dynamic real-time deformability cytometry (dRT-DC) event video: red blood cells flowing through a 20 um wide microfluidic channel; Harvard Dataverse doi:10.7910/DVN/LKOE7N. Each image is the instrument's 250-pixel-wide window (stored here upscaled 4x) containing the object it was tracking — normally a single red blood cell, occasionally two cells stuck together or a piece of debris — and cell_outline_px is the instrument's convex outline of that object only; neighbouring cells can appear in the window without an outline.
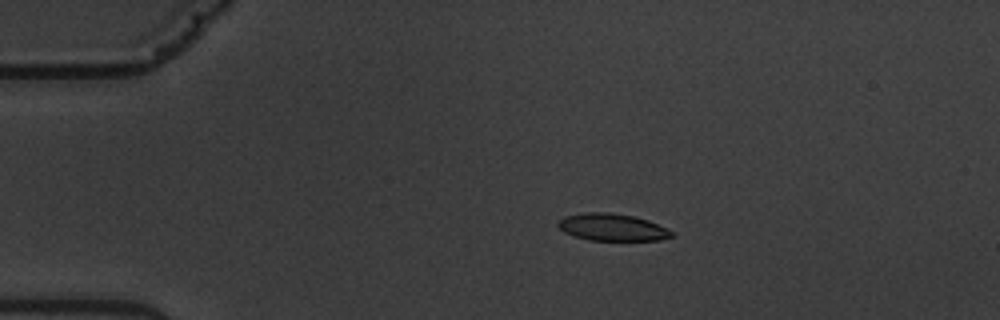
{"species": "common noctule bat (a hibernating species)", "species_latin": "Nyctalus noctula", "temperature_condition": "warm", "stored_images_in_passage": 7, "camera_frame_rate_fps": 3000, "um_per_image_px": 0.085, "animal": {"sex": "male", "body_mass_g": 19.5, "forearm_length_mm": 54.6}, "frame": {"image": 1, "passage_image": 3, "time_ms": 2.0, "image_size_px": [1000, 320], "cell_outline_px": [[672, 236], [660, 240], [588, 240], [564, 232], [556, 224], [564, 216], [584, 212], [608, 212], [632, 216], [648, 220], [668, 228], [672, 232]], "centroid_in_image_um": [52.03, 19.31], "position_along_channel_um": 33.0, "area_um2": 17.86}}
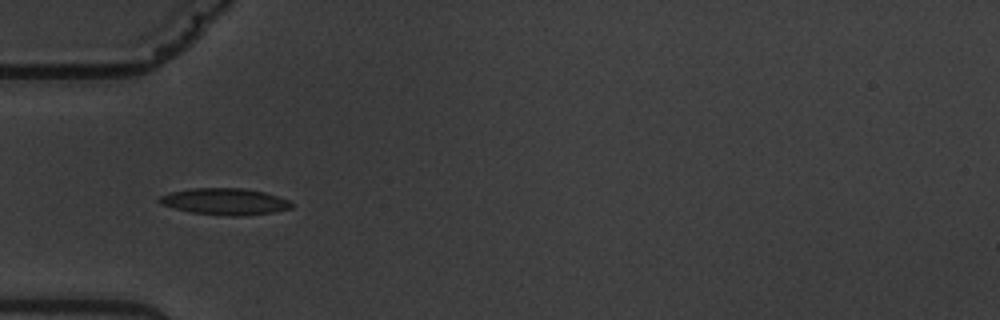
{"frame": {"image": 2, "passage_image": 5, "time_ms": 4.333, "image_size_px": [1000, 320], "cell_outline_px": [[292, 208], [272, 212], [240, 216], [232, 216], [192, 212], [160, 204], [156, 200], [160, 196], [172, 192], [192, 188], [244, 188], [264, 192], [280, 196], [288, 200], [292, 204]], "centroid_in_image_um": [19.13, 17.12], "position_along_channel_um": 65.9, "area_um2": 20.29}}
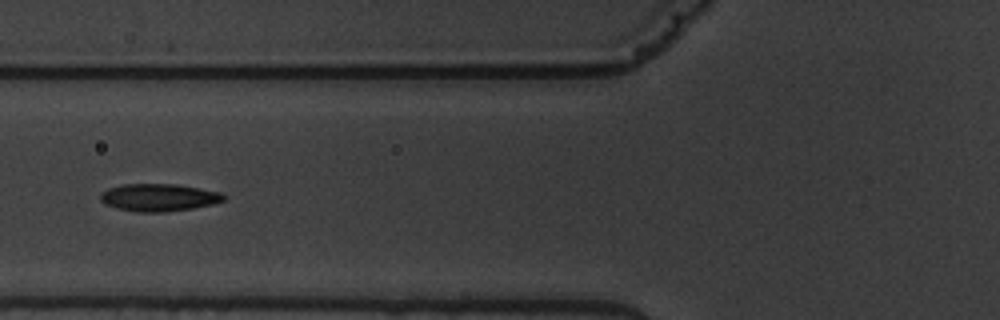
{"frame": {"image": 3, "passage_image": 6, "time_ms": 5.667, "image_size_px": [1000, 320], "cell_outline_px": [[228, 196], [224, 200], [212, 204], [192, 208], [164, 212], [136, 212], [116, 208], [104, 204], [100, 200], [100, 196], [108, 188], [124, 184], [176, 184], [200, 188], [220, 192]], "centroid_in_image_um": [13.51, 16.78], "position_along_channel_um": 112.3, "area_um2": 19.77}}